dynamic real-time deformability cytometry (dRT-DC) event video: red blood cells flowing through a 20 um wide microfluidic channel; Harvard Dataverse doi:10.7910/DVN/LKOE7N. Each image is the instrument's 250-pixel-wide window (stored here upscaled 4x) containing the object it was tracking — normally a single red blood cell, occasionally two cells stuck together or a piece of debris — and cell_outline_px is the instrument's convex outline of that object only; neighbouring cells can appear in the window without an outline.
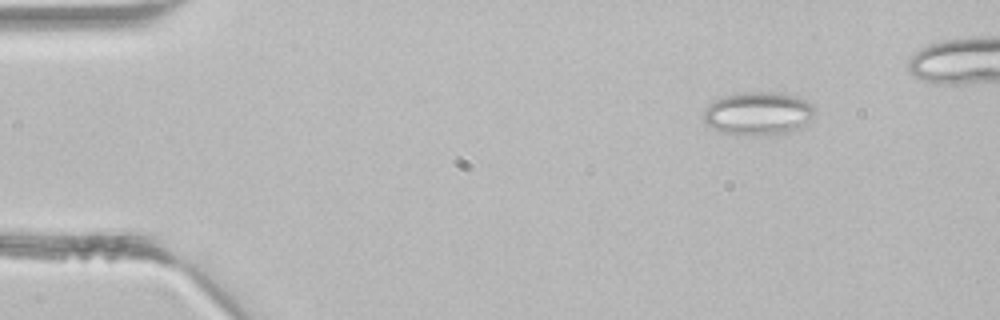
{"species": "common noctule bat (a hibernating species)", "species_latin": "Nyctalus noctula", "temperature_condition": "room temperature", "stored_images_in_passage": 3, "camera_frame_rate_fps": 3000, "um_per_image_px": 0.085, "animal": {"sex": "male", "body_mass_g": 21.5, "forearm_length_mm": 52.0}, "frame": {"image": 1, "passage_image": 1, "time_ms": 0.0, "image_size_px": [1000, 320], "cell_outline_px": [[816, 112], [804, 128], [792, 132], [756, 136], [720, 132], [704, 124], [704, 112], [708, 104], [712, 100], [720, 96], [744, 92], [780, 92], [804, 100], [812, 104], [816, 108]], "centroid_in_image_um": [64.45, 9.65], "position_along_channel_um": 20.5, "area_um2": 28.61}}